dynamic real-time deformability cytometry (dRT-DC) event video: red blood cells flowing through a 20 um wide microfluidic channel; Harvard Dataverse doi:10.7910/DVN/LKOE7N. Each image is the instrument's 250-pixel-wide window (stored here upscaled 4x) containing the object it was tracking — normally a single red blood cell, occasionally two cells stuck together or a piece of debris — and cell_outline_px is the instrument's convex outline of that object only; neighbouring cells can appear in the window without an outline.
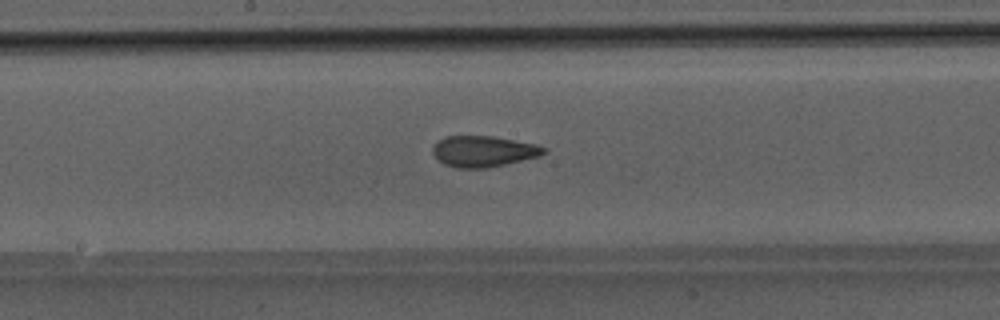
{"species": "Egyptian fruit bat (a non-hibernating species)", "species_latin": "Rousettus aegyptiacus", "temperature_condition": "room temperature", "stored_images_in_passage": 41, "camera_frame_rate_fps": 3000, "um_per_image_px": 0.085, "animal": {"sex": "male"}, "frame": {"image": 1, "passage_image": 18, "time_ms": 5.667, "image_size_px": [1000, 320], "cell_outline_px": [[548, 152], [540, 156], [504, 164], [484, 168], [456, 168], [444, 164], [432, 152], [432, 148], [444, 136], [492, 136], [536, 144], [548, 148]], "centroid_in_image_um": [41.13, 12.86], "position_along_channel_um": 207.1, "area_um2": 19.94}}
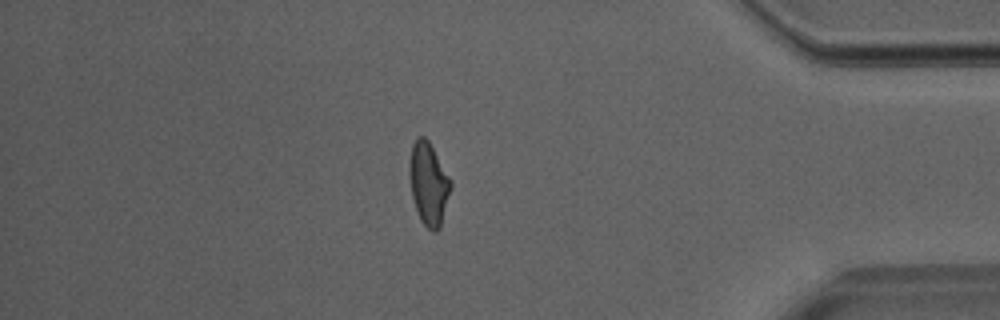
{"frame": {"image": 2, "passage_image": 34, "time_ms": 11.0, "image_size_px": [1000, 320], "cell_outline_px": [[452, 184], [440, 228], [436, 232], [432, 232], [420, 220], [412, 196], [408, 168], [412, 144], [416, 136], [424, 136], [428, 140], [452, 180]], "centroid_in_image_um": [36.43, 15.59], "position_along_channel_um": 398.8, "area_um2": 19.94}}
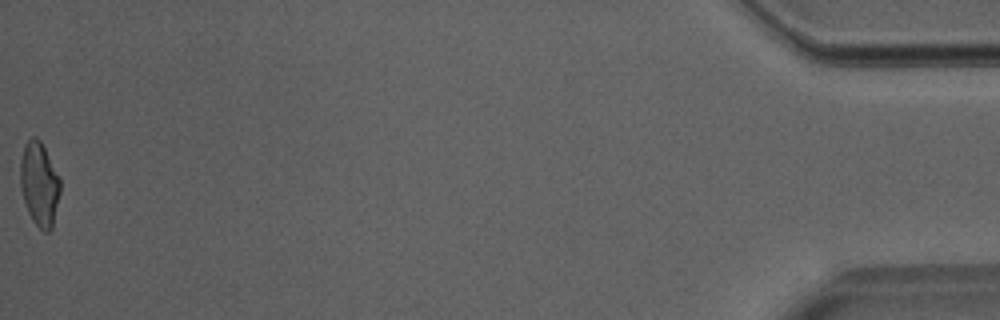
{"frame": {"image": 3, "passage_image": 41, "time_ms": 13.333, "image_size_px": [1000, 320], "cell_outline_px": [[60, 192], [52, 228], [48, 232], [44, 232], [32, 220], [28, 212], [20, 188], [20, 160], [24, 144], [32, 136], [36, 136], [40, 140], [60, 176]], "centroid_in_image_um": [3.34, 15.62], "position_along_channel_um": 431.9, "area_um2": 19.65}}